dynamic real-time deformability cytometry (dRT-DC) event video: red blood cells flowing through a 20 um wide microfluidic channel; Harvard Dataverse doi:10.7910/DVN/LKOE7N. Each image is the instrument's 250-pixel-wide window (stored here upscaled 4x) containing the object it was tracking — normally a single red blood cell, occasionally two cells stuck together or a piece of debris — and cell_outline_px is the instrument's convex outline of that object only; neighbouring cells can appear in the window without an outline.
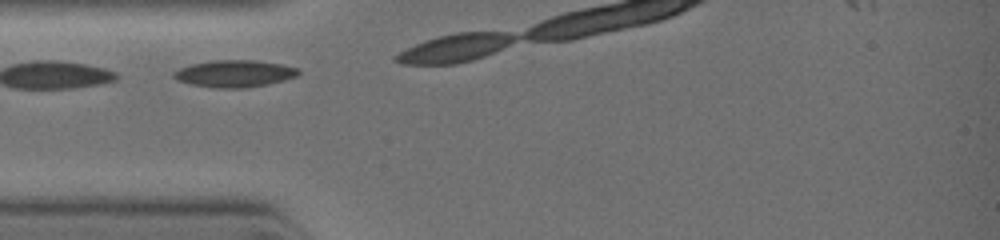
{"species": "common noctule bat (a hibernating species)", "species_latin": "Nyctalus noctula", "temperature_condition": "warm", "stored_images_in_passage": 6, "camera_frame_rate_fps": 3000, "um_per_image_px": 0.085, "animal": {"sex": "female", "body_mass_g": 19.0, "forearm_length_mm": 51.5}, "frame": {"image": 1, "passage_image": 3, "time_ms": 0.333, "image_size_px": [1000, 240], "cell_outline_px": [[300, 72], [296, 76], [284, 80], [268, 84], [240, 88], [212, 88], [192, 84], [176, 80], [172, 76], [172, 72], [180, 68], [192, 64], [212, 60], [256, 60], [280, 64], [300, 68]], "centroid_in_image_um": [19.92, 6.25], "position_along_channel_um": 65.1, "area_um2": 19.65}}